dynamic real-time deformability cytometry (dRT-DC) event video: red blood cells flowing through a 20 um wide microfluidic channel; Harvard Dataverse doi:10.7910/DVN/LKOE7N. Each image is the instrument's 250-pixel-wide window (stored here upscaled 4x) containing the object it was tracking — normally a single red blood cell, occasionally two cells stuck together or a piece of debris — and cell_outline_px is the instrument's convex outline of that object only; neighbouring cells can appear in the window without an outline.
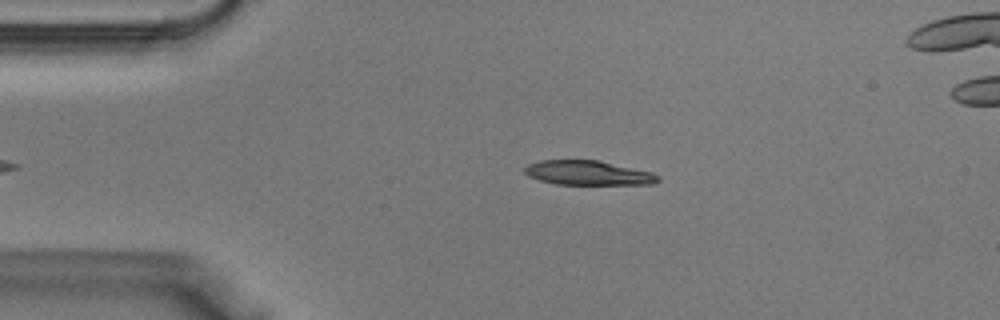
{"species": "Egyptian fruit bat (a non-hibernating species)", "species_latin": "Rousettus aegyptiacus", "temperature_condition": "warm", "stored_images_in_passage": 29, "camera_frame_rate_fps": 3000, "um_per_image_px": 0.085, "animal": {"sex": "male"}, "frame": {"image": 1, "passage_image": 3, "time_ms": 0.667, "image_size_px": [1000, 320], "cell_outline_px": [[660, 180], [656, 184], [556, 184], [540, 180], [528, 176], [524, 172], [524, 168], [528, 164], [540, 160], [600, 160], [652, 172], [660, 176]], "centroid_in_image_um": [50.01, 14.69], "position_along_channel_um": 35.0, "area_um2": 19.07}}
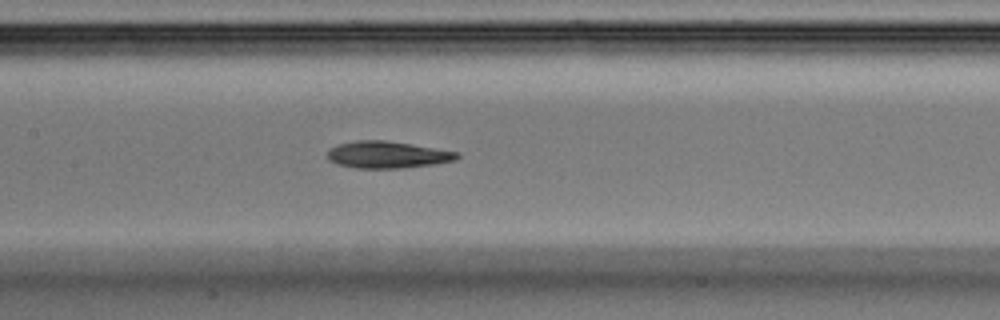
{"frame": {"image": 2, "passage_image": 13, "time_ms": 4.0, "image_size_px": [1000, 320], "cell_outline_px": [[460, 156], [456, 160], [432, 164], [400, 168], [356, 168], [336, 164], [328, 160], [328, 148], [336, 144], [356, 140], [384, 140], [412, 144], [460, 152]], "centroid_in_image_um": [32.9, 13.14], "position_along_channel_um": 174.5, "area_um2": 20.46}}
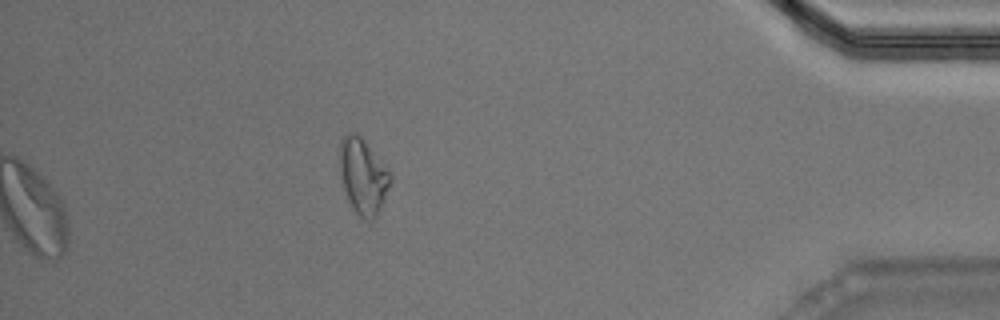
{"frame": {"image": 3, "passage_image": 29, "time_ms": 9.333, "image_size_px": [1000, 320], "cell_outline_px": [[392, 180], [384, 200], [376, 216], [372, 220], [364, 220], [352, 208], [344, 188], [340, 172], [340, 140], [348, 132], [356, 132], [360, 136], [392, 176]], "centroid_in_image_um": [30.85, 14.99], "position_along_channel_um": 404.4, "area_um2": 21.79}}